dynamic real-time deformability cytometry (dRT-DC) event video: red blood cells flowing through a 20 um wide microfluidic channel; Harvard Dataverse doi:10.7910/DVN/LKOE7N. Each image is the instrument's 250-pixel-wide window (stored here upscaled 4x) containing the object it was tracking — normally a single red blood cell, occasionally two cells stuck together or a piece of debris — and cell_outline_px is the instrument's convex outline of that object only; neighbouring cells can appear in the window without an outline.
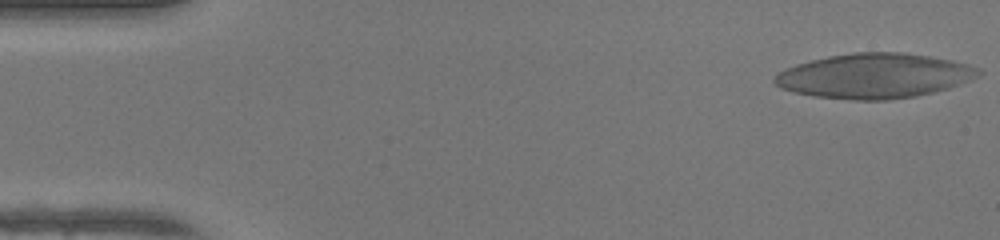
{"species": "human", "species_latin": "Homo sapiens", "temperature_condition": "warm", "stored_images_in_passage": 48, "camera_frame_rate_fps": 3000, "um_per_image_px": 0.085, "donor": {"sex": "female"}, "frame": {"image": 1, "passage_image": 1, "time_ms": 0.0, "image_size_px": [1000, 240], "cell_outline_px": [[984, 72], [980, 76], [972, 80], [948, 88], [916, 96], [888, 100], [852, 100], [812, 96], [792, 92], [780, 88], [772, 80], [780, 72], [796, 64], [828, 56], [852, 52], [904, 52], [952, 60], [968, 64], [980, 68]], "centroid_in_image_um": [74.35, 6.45], "position_along_channel_um": 10.6, "area_um2": 53.52}}
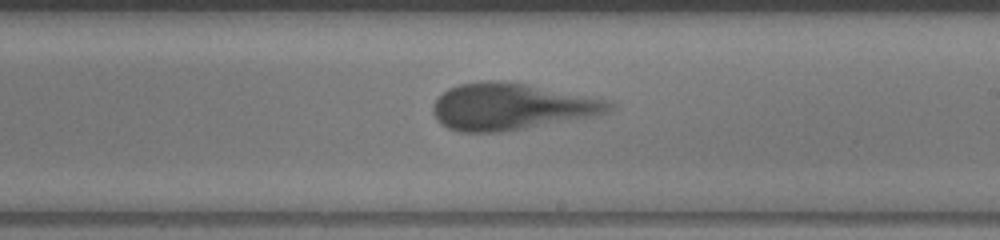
{"frame": {"image": 2, "passage_image": 28, "time_ms": 9.0, "image_size_px": [1000, 240], "cell_outline_px": [[616, 108], [608, 112], [596, 116], [500, 132], [460, 132], [448, 128], [440, 124], [432, 112], [432, 104], [448, 88], [460, 84], [488, 80], [504, 80], [600, 96], [616, 104]], "centroid_in_image_um": [43.55, 9.04], "position_along_channel_um": 245.4, "area_um2": 48.78}}
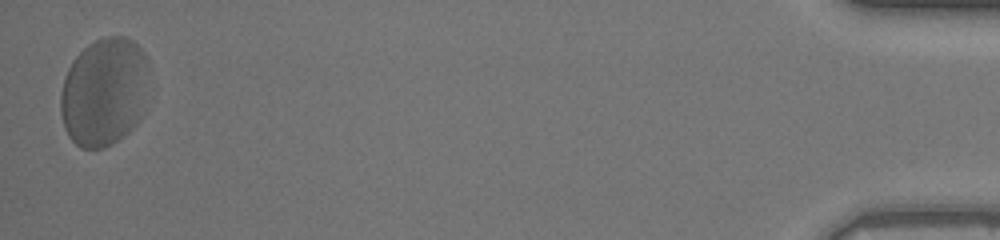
{"frame": {"image": 3, "passage_image": 48, "time_ms": 15.667, "image_size_px": [1000, 240], "cell_outline_px": [[148, 64], [144, 112], [136, 124], [128, 132], [112, 144], [104, 148], [80, 148], [68, 136], [64, 128], [60, 112], [60, 96], [64, 76], [72, 60], [88, 44], [104, 36], [124, 36], [132, 40], [144, 52], [148, 60]], "centroid_in_image_um": [8.84, 7.81], "position_along_channel_um": 426.4, "area_um2": 56.36}, "authors_computed_cell_mechanics": {"area_um2": 48.6387, "velocity_mm_per_s": 4.1473, "shape_relaxation_time_tau1_ms": 3.7323, "shape_relaxation_time_tau2_ms": 0.9415, "deformation_change_tau1": 0.2037, "deformation_change_tau2": 0.0961}}